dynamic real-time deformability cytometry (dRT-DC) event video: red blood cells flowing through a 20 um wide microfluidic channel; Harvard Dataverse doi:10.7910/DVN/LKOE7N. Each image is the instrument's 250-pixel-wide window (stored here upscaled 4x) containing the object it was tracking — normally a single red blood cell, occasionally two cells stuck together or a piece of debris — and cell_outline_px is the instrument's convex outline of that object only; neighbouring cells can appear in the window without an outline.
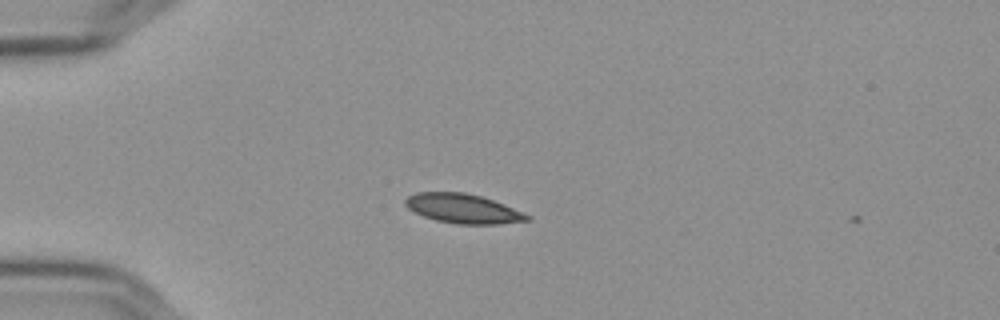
{"species": "Egyptian fruit bat (a non-hibernating species)", "species_latin": "Rousettus aegyptiacus", "temperature_condition": "cold", "stored_images_in_passage": 2, "camera_frame_rate_fps": 3000, "um_per_image_px": 0.085, "frame": {"image": 1, "passage_image": 1, "time_ms": 0.0, "image_size_px": [1000, 320], "cell_outline_px": [[532, 220], [496, 224], [456, 224], [436, 220], [424, 216], [408, 208], [404, 204], [404, 200], [408, 196], [416, 192], [464, 192], [480, 196], [504, 204], [532, 216]], "centroid_in_image_um": [39.36, 17.73], "position_along_channel_um": 45.6, "area_um2": 20.81}}